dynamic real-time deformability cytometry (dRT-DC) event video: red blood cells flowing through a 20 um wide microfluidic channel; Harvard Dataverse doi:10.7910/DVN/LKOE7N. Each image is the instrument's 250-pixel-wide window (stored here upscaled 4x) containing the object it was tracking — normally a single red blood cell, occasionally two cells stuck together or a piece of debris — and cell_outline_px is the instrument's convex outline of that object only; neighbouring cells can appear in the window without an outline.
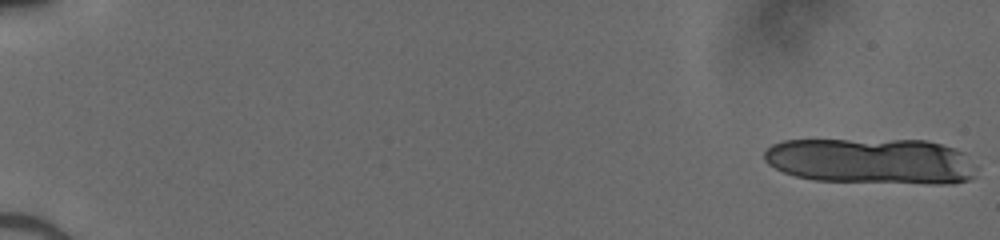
{"species": "human", "species_latin": "Homo sapiens", "temperature_condition": "cold", "stored_images_in_passage": 16, "camera_frame_rate_fps": 3000, "um_per_image_px": 0.085, "donor": {"sex": "male"}, "frame": {"image": 1, "passage_image": 1, "time_ms": 0.0, "image_size_px": [1000, 240], "cell_outline_px": [[980, 168], [976, 176], [968, 180], [952, 184], [928, 184], [816, 180], [796, 176], [784, 172], [768, 164], [764, 160], [764, 152], [772, 144], [784, 140], [924, 140], [956, 148], [964, 152]], "centroid_in_image_um": [74.16, 13.7], "position_along_channel_um": 10.8, "area_um2": 57.45}}